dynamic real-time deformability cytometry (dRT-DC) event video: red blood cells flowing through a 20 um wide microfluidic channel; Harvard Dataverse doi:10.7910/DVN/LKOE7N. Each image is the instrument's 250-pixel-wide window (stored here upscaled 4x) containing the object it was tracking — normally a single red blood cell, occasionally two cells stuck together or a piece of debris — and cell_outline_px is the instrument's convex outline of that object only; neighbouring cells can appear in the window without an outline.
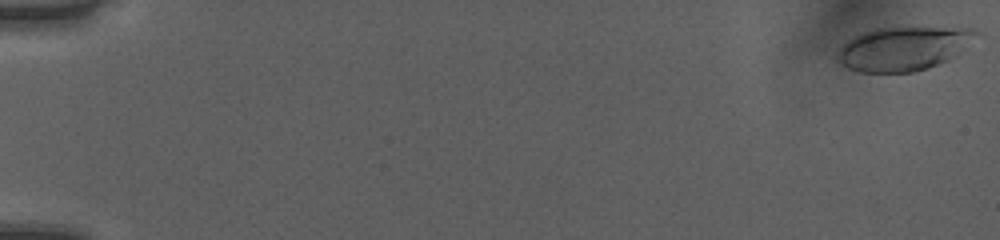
{"species": "human", "species_latin": "Homo sapiens", "temperature_condition": "room temperature", "stored_images_in_passage": 52, "camera_frame_rate_fps": 3000, "um_per_image_px": 0.085, "donor": {"sex": "female"}, "frame": {"image": 1, "passage_image": 1, "time_ms": 0.0, "image_size_px": [1000, 240], "cell_outline_px": [[980, 36], [948, 60], [928, 68], [912, 72], [860, 72], [836, 64], [836, 56], [840, 48], [848, 40], [864, 32], [876, 28], [972, 28], [980, 32]], "centroid_in_image_um": [76.78, 4.14], "position_along_channel_um": 8.2, "area_um2": 35.32}}
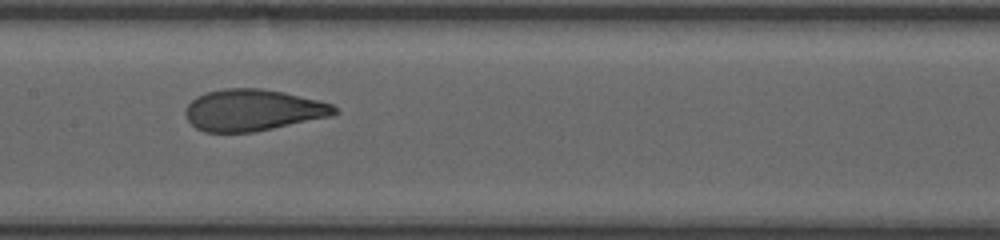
{"frame": {"image": 2, "passage_image": 28, "time_ms": 9.0, "image_size_px": [1000, 240], "cell_outline_px": [[340, 112], [332, 116], [252, 132], [204, 132], [196, 128], [188, 120], [184, 112], [184, 108], [196, 96], [204, 92], [224, 88], [260, 88], [284, 92], [332, 104]], "centroid_in_image_um": [21.46, 9.35], "position_along_channel_um": 185.9, "area_um2": 36.07}}
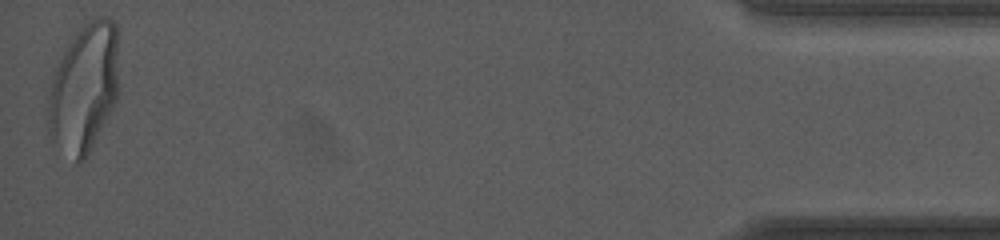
{"frame": {"image": 3, "passage_image": 52, "time_ms": 17.0, "image_size_px": [1000, 240], "cell_outline_px": [[116, 100], [84, 160], [80, 164], [76, 164], [52, 148], [48, 132], [48, 96], [52, 76], [72, 36], [92, 16], [104, 16], [112, 20], [116, 24]], "centroid_in_image_um": [7.07, 7.56], "position_along_channel_um": 428.1, "area_um2": 53.18}, "authors_computed_cell_mechanics": {"area_um2": 36.5296, "velocity_mm_per_s": 4.0427, "shape_relaxation_time_tau1_ms": 5.659, "shape_relaxation_time_tau2_ms": null, "deformation_change_tau1": 0.2228, "deformation_change_tau2": null}}